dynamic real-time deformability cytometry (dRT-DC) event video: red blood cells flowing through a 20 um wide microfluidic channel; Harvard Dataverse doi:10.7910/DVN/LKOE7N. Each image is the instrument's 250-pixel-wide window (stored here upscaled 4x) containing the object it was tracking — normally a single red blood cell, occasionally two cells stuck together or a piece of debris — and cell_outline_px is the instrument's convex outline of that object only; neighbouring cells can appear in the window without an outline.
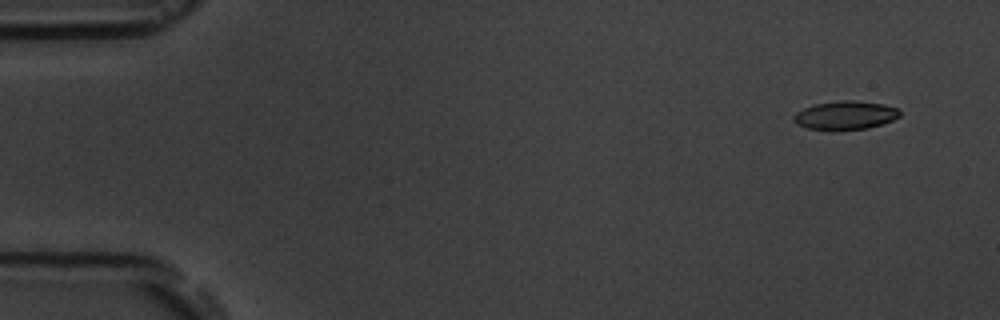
{"species": "common noctule bat (a hibernating species)", "species_latin": "Nyctalus noctula", "temperature_condition": "room temperature", "stored_images_in_passage": 6, "camera_frame_rate_fps": 3000, "um_per_image_px": 0.085, "animal": {"sex": "male", "body_mass_g": 19.5, "forearm_length_mm": 54.6}, "frame": {"image": 1, "passage_image": 1, "time_ms": 0.0, "image_size_px": [1000, 320], "cell_outline_px": [[900, 116], [892, 120], [868, 128], [808, 128], [796, 124], [792, 120], [792, 116], [796, 112], [804, 108], [816, 104], [840, 100], [852, 100], [884, 104], [900, 108]], "centroid_in_image_um": [71.87, 9.76], "position_along_channel_um": 13.1, "area_um2": 17.22}}